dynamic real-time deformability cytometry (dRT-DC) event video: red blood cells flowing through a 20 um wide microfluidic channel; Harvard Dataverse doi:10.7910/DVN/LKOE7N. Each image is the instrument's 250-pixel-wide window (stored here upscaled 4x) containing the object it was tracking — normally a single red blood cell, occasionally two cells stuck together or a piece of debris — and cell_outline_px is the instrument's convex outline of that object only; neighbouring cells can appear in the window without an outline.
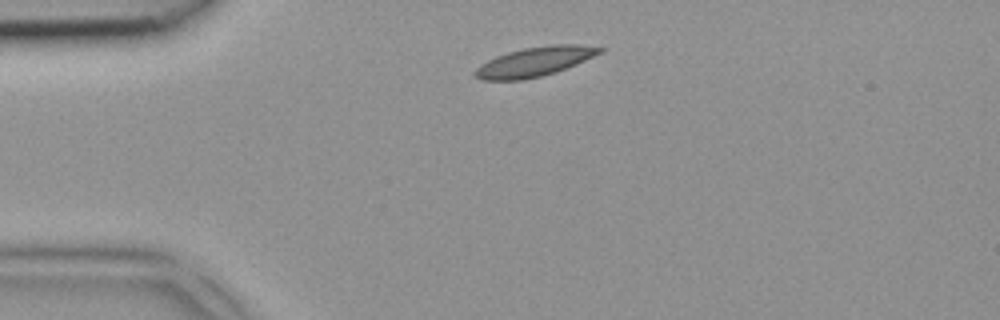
{"species": "common noctule bat (a hibernating species)", "species_latin": "Nyctalus noctula", "temperature_condition": "room temperature", "stored_images_in_passage": 2, "camera_frame_rate_fps": 3000, "um_per_image_px": 0.085, "animal": {"sex": "female", "body_mass_g": 18.4}, "frame": {"image": 1, "passage_image": 1, "time_ms": 0.0, "image_size_px": [1000, 320], "cell_outline_px": [[604, 52], [576, 64], [556, 72], [524, 80], [484, 80], [476, 76], [472, 72], [480, 64], [496, 56], [508, 52], [524, 48], [552, 44], [580, 44], [604, 48]], "centroid_in_image_um": [45.46, 5.24], "position_along_channel_um": 39.5, "area_um2": 21.39}}